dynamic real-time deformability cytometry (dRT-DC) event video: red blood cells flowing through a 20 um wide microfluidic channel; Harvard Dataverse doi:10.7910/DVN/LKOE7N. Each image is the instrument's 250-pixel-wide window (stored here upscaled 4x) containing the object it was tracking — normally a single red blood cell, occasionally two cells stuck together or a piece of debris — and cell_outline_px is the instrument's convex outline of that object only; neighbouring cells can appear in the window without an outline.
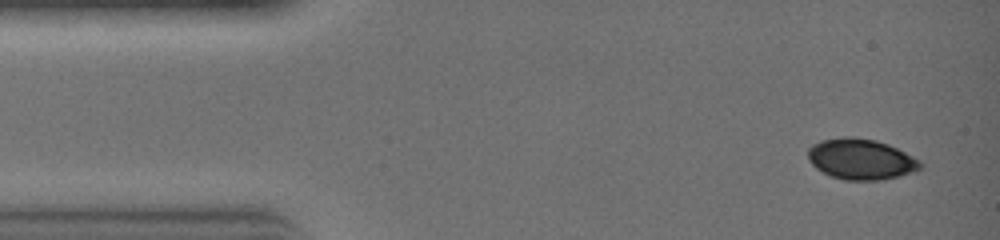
{"species": "common noctule bat (a hibernating species)", "species_latin": "Nyctalus noctula", "temperature_condition": "warm", "stored_images_in_passage": 29, "camera_frame_rate_fps": 3000, "um_per_image_px": 0.085, "animal": {"sex": "female", "body_mass_g": 19.0, "forearm_length_mm": 51.5}, "frame": {"image": 1, "passage_image": 1, "time_ms": 0.0, "image_size_px": [1000, 240], "cell_outline_px": [[924, 164], [920, 168], [912, 172], [880, 180], [844, 180], [832, 176], [816, 168], [808, 160], [808, 148], [812, 144], [820, 140], [844, 136], [856, 136], [876, 140], [888, 144], [920, 160]], "centroid_in_image_um": [73.15, 13.51], "position_along_channel_um": 11.8, "area_um2": 26.7}}
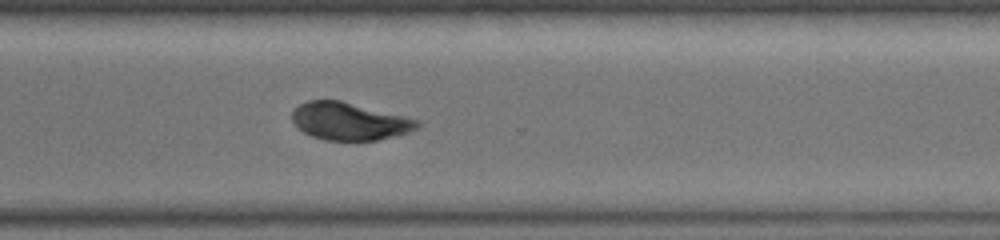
{"frame": {"image": 2, "passage_image": 21, "time_ms": 6.667, "image_size_px": [1000, 240], "cell_outline_px": [[420, 124], [416, 128], [404, 132], [376, 140], [324, 140], [312, 136], [304, 132], [292, 120], [292, 112], [300, 104], [308, 100], [340, 100], [420, 120]], "centroid_in_image_um": [29.66, 10.29], "position_along_channel_um": 340.9, "area_um2": 26.82}}
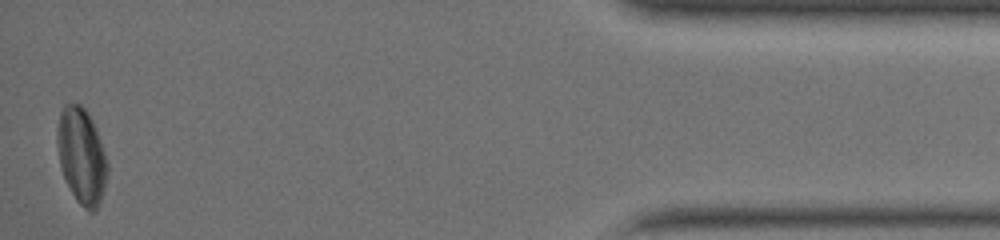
{"frame": {"image": 3, "passage_image": 29, "time_ms": 9.333, "image_size_px": [1000, 240], "cell_outline_px": [[108, 176], [96, 212], [88, 212], [76, 200], [60, 168], [56, 144], [56, 128], [60, 112], [64, 104], [80, 104], [88, 112], [92, 120], [104, 148], [108, 164]], "centroid_in_image_um": [6.93, 13.24], "position_along_channel_um": 428.3, "area_um2": 28.38}}